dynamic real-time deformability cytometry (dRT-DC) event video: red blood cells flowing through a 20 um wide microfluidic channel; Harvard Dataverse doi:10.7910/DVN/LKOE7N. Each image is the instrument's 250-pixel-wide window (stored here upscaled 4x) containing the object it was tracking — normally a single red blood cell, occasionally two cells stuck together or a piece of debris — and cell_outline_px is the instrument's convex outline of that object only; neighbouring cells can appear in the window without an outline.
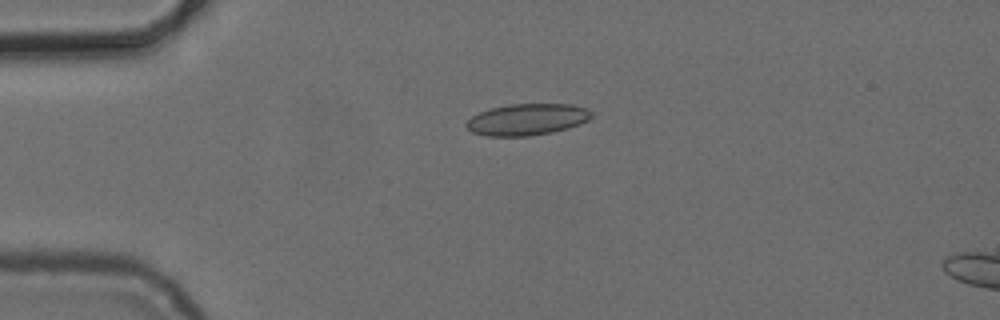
{"species": "common noctule bat (a hibernating species)", "species_latin": "Nyctalus noctula", "temperature_condition": "cold", "stored_images_in_passage": 2, "camera_frame_rate_fps": 3000, "um_per_image_px": 0.085, "animal": {"sex": "female", "body_mass_g": 24.6, "forearm_length_mm": 56.2}, "frame": {"image": 1, "passage_image": 1, "time_ms": 0.0, "image_size_px": [1000, 320], "cell_outline_px": [[592, 116], [588, 120], [580, 124], [568, 128], [552, 132], [528, 136], [488, 136], [472, 132], [464, 124], [472, 116], [488, 108], [508, 104], [572, 104], [584, 108], [592, 112]], "centroid_in_image_um": [44.79, 10.15], "position_along_channel_um": 40.2, "area_um2": 23.0}}